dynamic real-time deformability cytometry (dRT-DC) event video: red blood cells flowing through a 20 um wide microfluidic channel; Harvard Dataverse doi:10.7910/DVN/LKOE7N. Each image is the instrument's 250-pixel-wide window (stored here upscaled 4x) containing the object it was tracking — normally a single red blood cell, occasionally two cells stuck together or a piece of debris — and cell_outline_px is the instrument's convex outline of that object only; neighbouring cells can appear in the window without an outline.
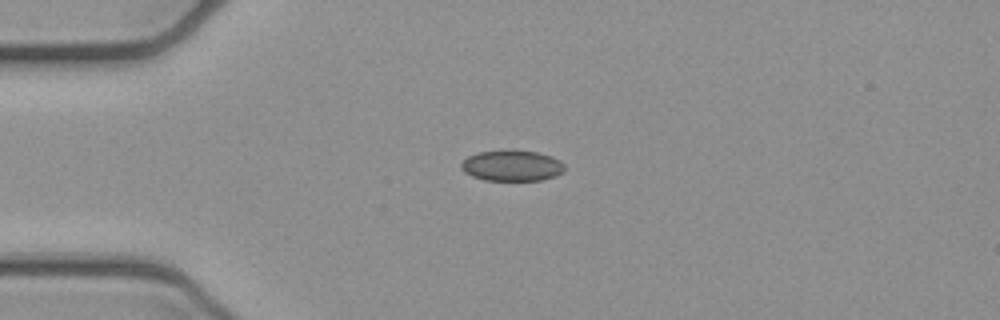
{"species": "common noctule bat (a hibernating species)", "species_latin": "Nyctalus noctula", "temperature_condition": "cold", "stored_images_in_passage": 4, "camera_frame_rate_fps": 3000, "um_per_image_px": 0.085, "animal": {"sex": "female", "body_mass_g": 21.9}, "frame": {"image": 1, "passage_image": 3, "time_ms": 0.667, "image_size_px": [1000, 320], "cell_outline_px": [[564, 172], [556, 176], [540, 180], [484, 180], [472, 176], [464, 172], [460, 168], [460, 164], [468, 156], [480, 152], [512, 148], [536, 152], [552, 156], [560, 160], [564, 164]], "centroid_in_image_um": [43.52, 14.06], "position_along_channel_um": 41.5, "area_um2": 18.96}}